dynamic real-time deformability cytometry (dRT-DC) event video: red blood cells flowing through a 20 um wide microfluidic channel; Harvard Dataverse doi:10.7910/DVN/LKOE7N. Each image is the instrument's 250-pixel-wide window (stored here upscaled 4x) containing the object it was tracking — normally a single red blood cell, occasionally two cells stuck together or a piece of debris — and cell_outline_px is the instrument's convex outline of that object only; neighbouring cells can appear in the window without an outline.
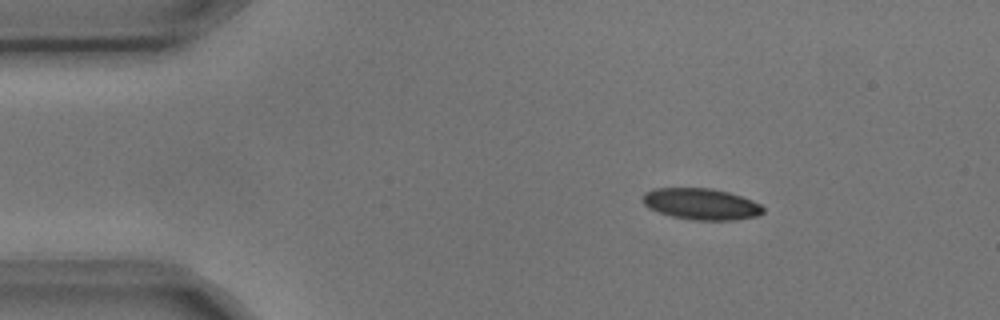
{"species": "common noctule bat (a hibernating species)", "species_latin": "Nyctalus noctula", "temperature_condition": "cold", "stored_images_in_passage": 4, "camera_frame_rate_fps": 3000, "um_per_image_px": 0.085, "animal": {"sex": "male", "body_mass_g": 17.9, "forearm_length_mm": 54.2}, "frame": {"image": 1, "passage_image": 2, "time_ms": 0.333, "image_size_px": [1000, 320], "cell_outline_px": [[764, 212], [756, 216], [736, 220], [696, 220], [672, 216], [648, 208], [644, 204], [644, 192], [652, 188], [712, 188], [728, 192], [752, 200], [760, 204], [764, 208]], "centroid_in_image_um": [59.61, 17.33], "position_along_channel_um": 25.4, "area_um2": 21.91}}